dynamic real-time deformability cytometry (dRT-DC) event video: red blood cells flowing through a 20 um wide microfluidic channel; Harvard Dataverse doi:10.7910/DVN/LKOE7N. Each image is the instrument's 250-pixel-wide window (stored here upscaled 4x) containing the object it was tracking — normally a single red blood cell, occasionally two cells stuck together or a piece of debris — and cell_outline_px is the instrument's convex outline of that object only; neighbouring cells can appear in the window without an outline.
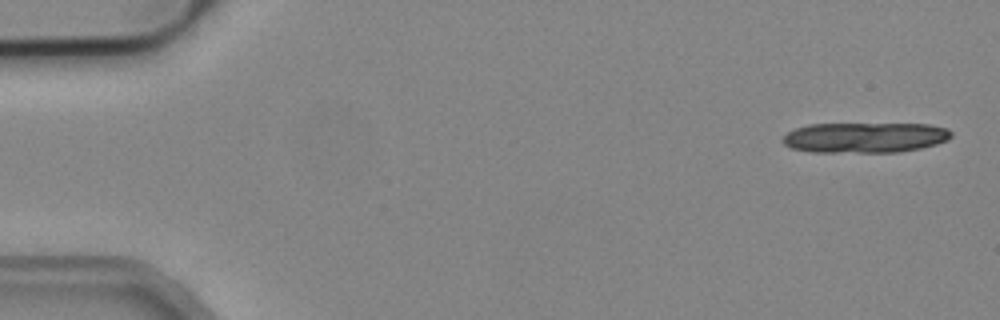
{"species": "common noctule bat (a hibernating species)", "species_latin": "Nyctalus noctula", "temperature_condition": "cold", "stored_images_in_passage": 6, "segment_of_instrument_passage": [1, 2], "camera_frame_rate_fps": 3000, "um_per_image_px": 0.085, "animal": {"sex": "male", "body_mass_g": 19.2, "forearm_length_mm": 51.8}, "frame": {"image": 1, "passage_image": 1, "time_ms": 0.0, "image_size_px": [1000, 320], "cell_outline_px": [[952, 136], [948, 140], [936, 144], [920, 148], [900, 152], [812, 152], [792, 148], [784, 144], [784, 136], [788, 132], [796, 128], [808, 124], [928, 124], [948, 128], [952, 132]], "centroid_in_image_um": [73.56, 11.69], "position_along_channel_um": 11.4, "area_um2": 29.82}}